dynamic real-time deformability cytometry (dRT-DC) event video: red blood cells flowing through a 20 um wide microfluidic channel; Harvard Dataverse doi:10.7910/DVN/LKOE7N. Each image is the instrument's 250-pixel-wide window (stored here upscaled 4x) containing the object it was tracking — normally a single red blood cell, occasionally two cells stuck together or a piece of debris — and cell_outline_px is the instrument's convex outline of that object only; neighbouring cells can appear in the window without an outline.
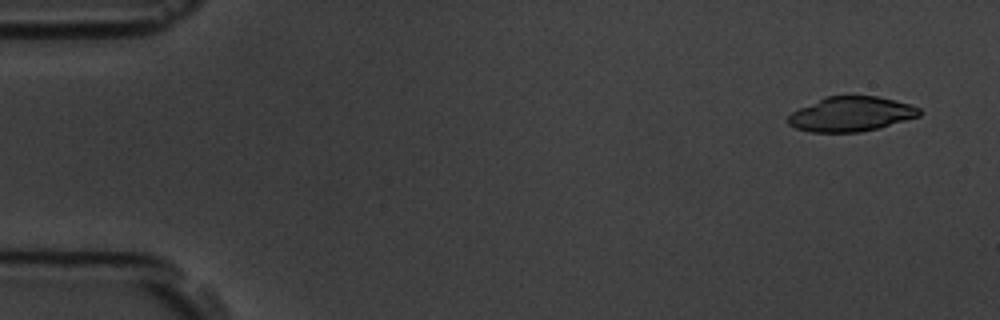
{"species": "common noctule bat (a hibernating species)", "species_latin": "Nyctalus noctula", "temperature_condition": "room temperature", "stored_images_in_passage": 56, "camera_frame_rate_fps": 3000, "um_per_image_px": 0.085, "animal": {"sex": "male", "body_mass_g": 19.5, "forearm_length_mm": 54.6}, "frame": {"image": 1, "passage_image": 3, "time_ms": 0.667, "image_size_px": [1000, 320], "cell_outline_px": [[920, 116], [880, 128], [860, 132], [812, 132], [796, 128], [788, 124], [784, 120], [792, 112], [824, 96], [876, 96], [896, 100], [920, 108]], "centroid_in_image_um": [72.32, 9.7], "position_along_channel_um": 12.7, "area_um2": 26.65}}